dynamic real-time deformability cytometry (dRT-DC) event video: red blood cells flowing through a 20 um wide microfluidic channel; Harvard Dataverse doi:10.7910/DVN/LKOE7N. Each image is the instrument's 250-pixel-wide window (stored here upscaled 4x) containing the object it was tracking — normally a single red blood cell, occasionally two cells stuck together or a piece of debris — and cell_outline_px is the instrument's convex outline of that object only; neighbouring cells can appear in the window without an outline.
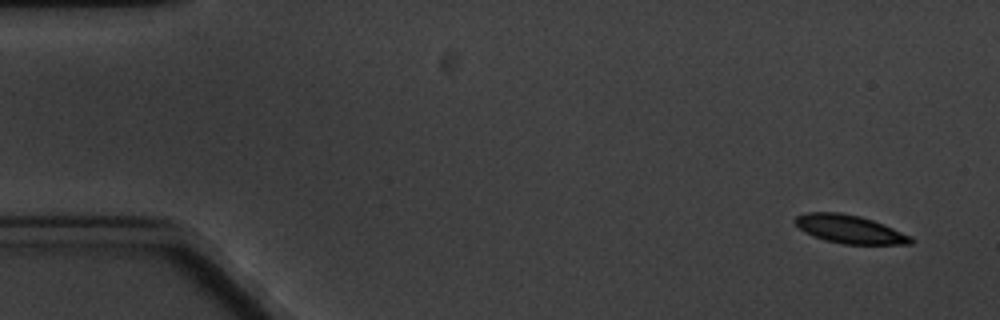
{"species": "common noctule bat (a hibernating species)", "species_latin": "Nyctalus noctula", "temperature_condition": "cold", "stored_images_in_passage": 8, "camera_frame_rate_fps": 3000, "um_per_image_px": 0.085, "animal": {"sex": "male", "body_mass_g": 20.1, "forearm_length_mm": 53.5}, "frame": {"image": 1, "passage_image": 1, "time_ms": 0.0, "image_size_px": [1000, 320], "cell_outline_px": [[916, 240], [912, 244], [844, 244], [824, 240], [812, 236], [804, 232], [792, 220], [796, 216], [808, 212], [840, 212], [860, 216], [884, 224], [912, 236]], "centroid_in_image_um": [72.23, 19.48], "position_along_channel_um": 12.8, "area_um2": 19.25}}
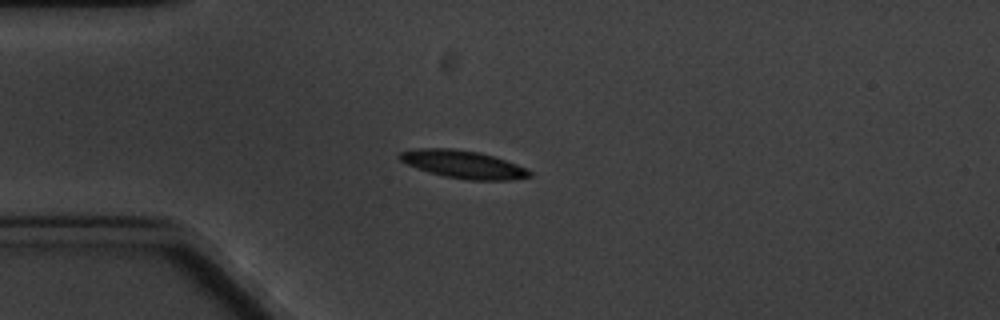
{"frame": {"image": 2, "passage_image": 4, "time_ms": 4.0, "image_size_px": [1000, 320], "cell_outline_px": [[532, 176], [512, 180], [468, 180], [444, 176], [428, 172], [416, 168], [400, 160], [396, 156], [400, 152], [416, 148], [452, 148], [480, 152], [528, 168], [532, 172]], "centroid_in_image_um": [39.37, 13.97], "position_along_channel_um": 45.6, "area_um2": 21.15}}